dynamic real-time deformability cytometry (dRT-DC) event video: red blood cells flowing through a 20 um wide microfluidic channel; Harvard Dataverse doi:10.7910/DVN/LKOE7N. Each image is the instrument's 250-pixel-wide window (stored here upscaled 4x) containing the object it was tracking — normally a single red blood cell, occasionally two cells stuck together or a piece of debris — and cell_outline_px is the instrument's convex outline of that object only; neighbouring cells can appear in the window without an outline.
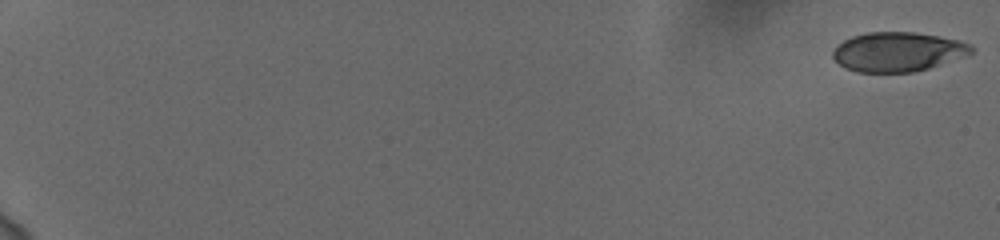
{"species": "human", "species_latin": "Homo sapiens", "temperature_condition": "cold", "stored_images_in_passage": 53, "camera_frame_rate_fps": 3000, "um_per_image_px": 0.085, "donor": {"sex": "female"}, "frame": {"image": 1, "passage_image": 1, "time_ms": 0.0, "image_size_px": [1000, 240], "cell_outline_px": [[976, 52], [968, 56], [928, 68], [912, 72], [856, 72], [844, 68], [832, 56], [832, 52], [844, 40], [852, 36], [868, 32], [916, 32], [940, 36], [960, 40], [972, 44], [976, 48]], "centroid_in_image_um": [76.4, 4.4], "position_along_channel_um": 8.6, "area_um2": 32.14}}
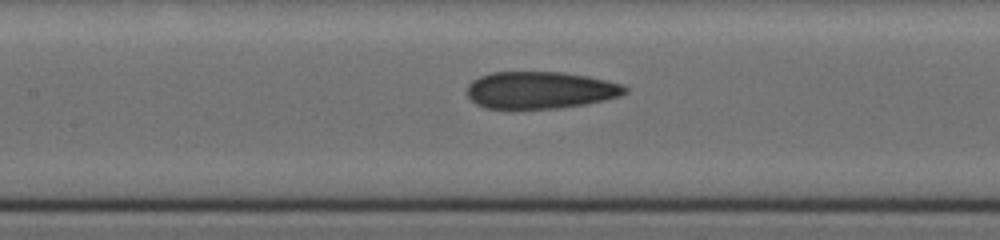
{"frame": {"image": 2, "passage_image": 28, "time_ms": 9.0, "image_size_px": [1000, 240], "cell_outline_px": [[628, 92], [620, 96], [604, 100], [584, 104], [556, 108], [484, 108], [476, 104], [468, 96], [468, 84], [472, 80], [480, 76], [492, 72], [564, 72], [588, 76], [620, 84], [628, 88]], "centroid_in_image_um": [45.91, 7.65], "position_along_channel_um": 161.5, "area_um2": 33.99}}
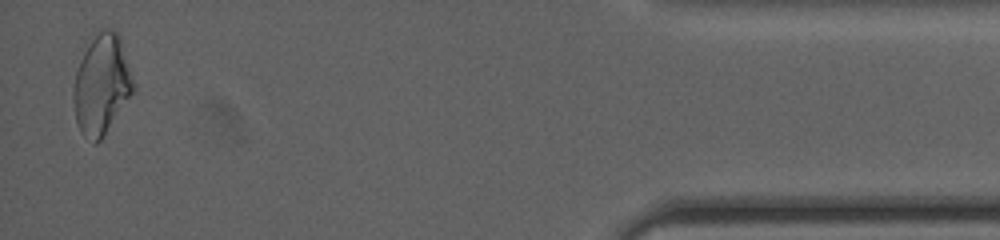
{"frame": {"image": 3, "passage_image": 52, "time_ms": 17.0, "image_size_px": [1000, 240], "cell_outline_px": [[136, 92], [100, 140], [96, 144], [92, 144], [80, 132], [76, 120], [72, 96], [76, 72], [80, 60], [84, 52], [92, 40], [104, 28], [112, 28], [120, 36], [136, 84]], "centroid_in_image_um": [8.68, 7.23], "position_along_channel_um": 426.5, "area_um2": 35.2}, "authors_computed_cell_mechanics": {"area_um2": 33.7552, "velocity_mm_per_s": 3.7991, "shape_relaxation_time_tau1_ms": null, "shape_relaxation_time_tau2_ms": 2.1092, "deformation_change_tau1": null, "deformation_change_tau2": 0.0794}}